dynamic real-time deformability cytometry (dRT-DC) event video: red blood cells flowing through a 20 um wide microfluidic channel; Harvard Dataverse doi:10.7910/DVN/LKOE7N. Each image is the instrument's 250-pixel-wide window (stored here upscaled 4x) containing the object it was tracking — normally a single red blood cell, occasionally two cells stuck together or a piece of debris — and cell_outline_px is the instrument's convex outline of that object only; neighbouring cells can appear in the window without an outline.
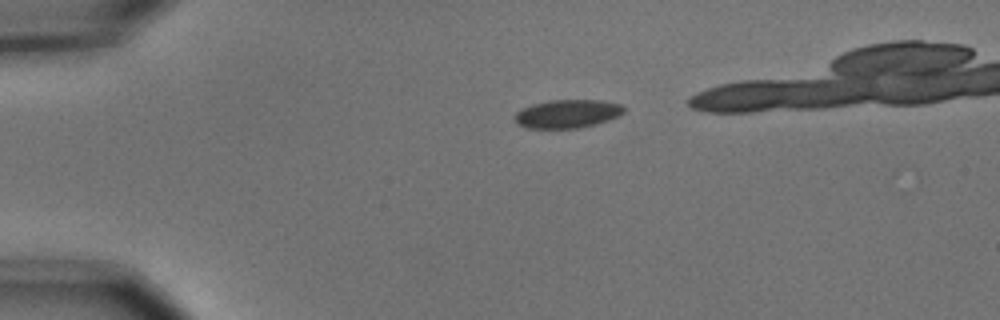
{"species": "common noctule bat (a hibernating species)", "species_latin": "Nyctalus noctula", "temperature_condition": "cold", "stored_images_in_passage": 3, "camera_frame_rate_fps": 3000, "um_per_image_px": 0.085, "animal": {"sex": "male", "body_mass_g": 15.6}, "frame": {"image": 1, "passage_image": 1, "time_ms": 0.0, "image_size_px": [1000, 320], "cell_outline_px": [[624, 112], [620, 116], [596, 124], [580, 128], [528, 128], [516, 124], [512, 116], [520, 108], [532, 104], [548, 100], [600, 100], [620, 104], [624, 108]], "centroid_in_image_um": [48.18, 9.67], "position_along_channel_um": 36.8, "area_um2": 18.32}}